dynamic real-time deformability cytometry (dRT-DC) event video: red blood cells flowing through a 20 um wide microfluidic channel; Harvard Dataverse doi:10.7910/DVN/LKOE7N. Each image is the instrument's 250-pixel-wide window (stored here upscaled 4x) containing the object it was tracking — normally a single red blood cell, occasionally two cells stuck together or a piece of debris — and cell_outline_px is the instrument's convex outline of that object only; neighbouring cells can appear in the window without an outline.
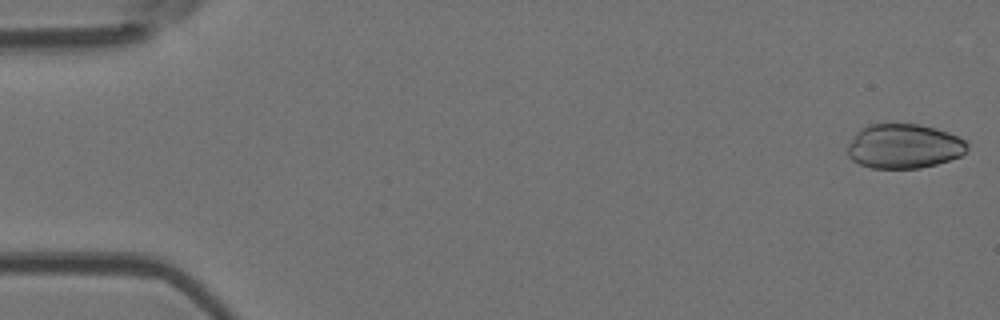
{"species": "Egyptian fruit bat (a non-hibernating species)", "species_latin": "Rousettus aegyptiacus", "temperature_condition": "room temperature", "stored_images_in_passage": 53, "camera_frame_rate_fps": 3000, "um_per_image_px": 0.085, "animal": {"sex": "female"}, "frame": {"image": 1, "passage_image": 1, "time_ms": 0.0, "image_size_px": [1000, 320], "cell_outline_px": [[968, 148], [960, 156], [936, 164], [920, 168], [872, 168], [860, 164], [852, 160], [848, 156], [848, 144], [856, 132], [860, 128], [868, 124], [920, 124], [936, 128], [948, 132], [964, 140], [968, 144]], "centroid_in_image_um": [76.81, 12.42], "position_along_channel_um": 8.2, "area_um2": 31.04}}
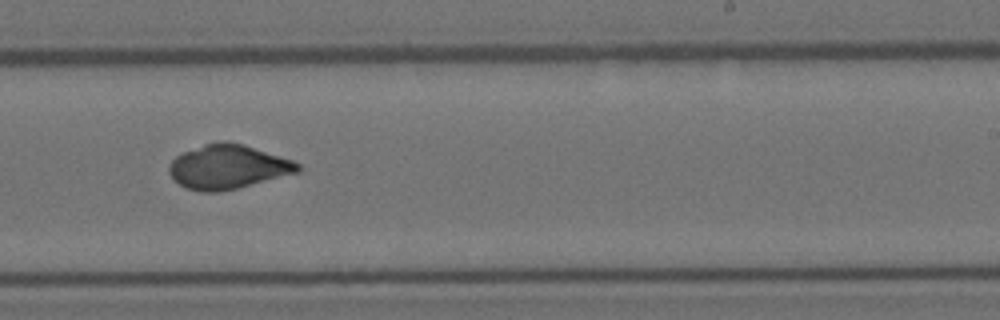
{"frame": {"image": 2, "passage_image": 33, "time_ms": 10.667, "image_size_px": [1000, 320], "cell_outline_px": [[300, 172], [220, 192], [200, 192], [184, 188], [168, 172], [168, 164], [176, 156], [184, 152], [204, 144], [224, 140], [244, 144], [292, 160], [300, 164]], "centroid_in_image_um": [19.36, 14.18], "position_along_channel_um": 269.6, "area_um2": 33.06}}
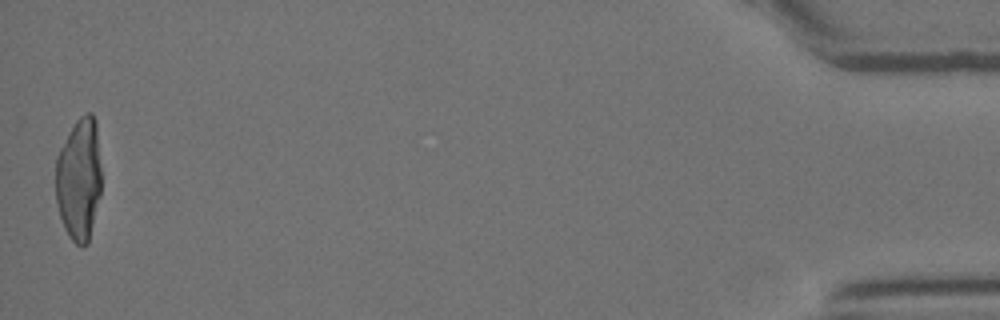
{"frame": {"image": 3, "passage_image": 53, "time_ms": 17.333, "image_size_px": [1000, 320], "cell_outline_px": [[100, 196], [88, 244], [80, 248], [68, 236], [64, 228], [60, 216], [56, 200], [56, 156], [60, 148], [76, 120], [84, 112], [92, 112], [96, 120], [100, 168]], "centroid_in_image_um": [6.71, 15.24], "position_along_channel_um": 428.5, "area_um2": 32.83}}